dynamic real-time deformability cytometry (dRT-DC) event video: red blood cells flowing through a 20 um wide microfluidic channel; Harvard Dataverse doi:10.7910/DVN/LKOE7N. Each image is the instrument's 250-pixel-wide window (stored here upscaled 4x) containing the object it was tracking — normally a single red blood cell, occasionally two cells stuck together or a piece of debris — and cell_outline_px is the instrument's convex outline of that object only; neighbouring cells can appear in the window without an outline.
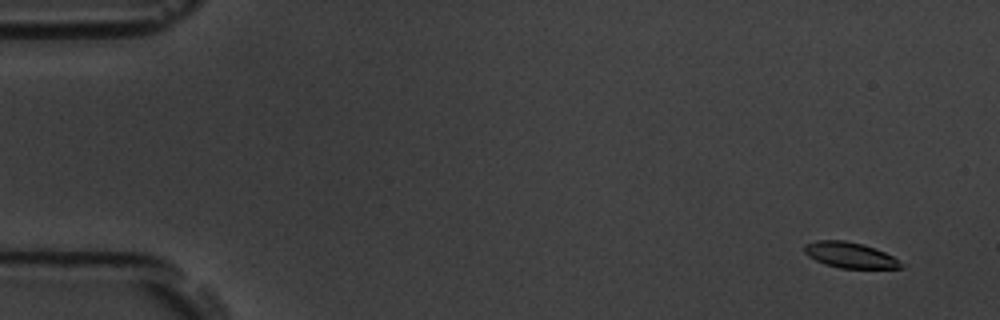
{"species": "common noctule bat (a hibernating species)", "species_latin": "Nyctalus noctula", "temperature_condition": "room temperature", "stored_images_in_passage": 4, "camera_frame_rate_fps": 3000, "um_per_image_px": 0.085, "animal": {"sex": "male", "body_mass_g": 19.5, "forearm_length_mm": 54.6}, "frame": {"image": 1, "passage_image": 1, "time_ms": 0.0, "image_size_px": [1000, 320], "cell_outline_px": [[904, 268], [840, 268], [824, 264], [808, 256], [804, 252], [804, 244], [816, 240], [844, 240], [864, 244], [884, 252], [892, 256], [904, 264]], "centroid_in_image_um": [72.23, 21.68], "position_along_channel_um": 12.8, "area_um2": 14.51}}